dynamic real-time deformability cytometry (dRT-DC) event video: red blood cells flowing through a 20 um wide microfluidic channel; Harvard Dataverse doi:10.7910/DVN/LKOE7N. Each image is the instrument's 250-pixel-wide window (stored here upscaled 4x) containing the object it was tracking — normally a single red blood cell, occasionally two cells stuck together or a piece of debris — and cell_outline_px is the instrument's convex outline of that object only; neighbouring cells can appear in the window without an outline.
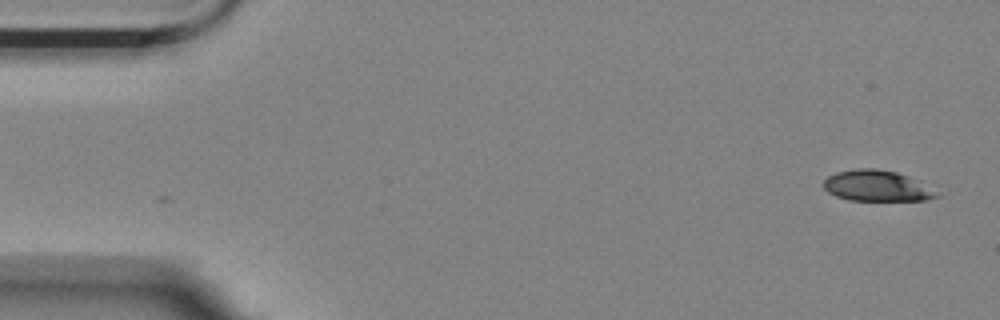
{"species": "Egyptian fruit bat (a non-hibernating species)", "species_latin": "Rousettus aegyptiacus", "temperature_condition": "room temperature", "stored_images_in_passage": 2, "camera_frame_rate_fps": 3000, "um_per_image_px": 0.085, "animal": {"sex": "female"}, "frame": {"image": 1, "passage_image": 1, "time_ms": 0.0, "image_size_px": [1000, 320], "cell_outline_px": [[940, 196], [924, 200], [848, 200], [836, 196], [828, 192], [824, 188], [824, 180], [828, 176], [836, 172], [856, 168], [876, 168], [896, 172], [908, 176]], "centroid_in_image_um": [74.43, 15.79], "position_along_channel_um": 10.6, "area_um2": 19.88}}